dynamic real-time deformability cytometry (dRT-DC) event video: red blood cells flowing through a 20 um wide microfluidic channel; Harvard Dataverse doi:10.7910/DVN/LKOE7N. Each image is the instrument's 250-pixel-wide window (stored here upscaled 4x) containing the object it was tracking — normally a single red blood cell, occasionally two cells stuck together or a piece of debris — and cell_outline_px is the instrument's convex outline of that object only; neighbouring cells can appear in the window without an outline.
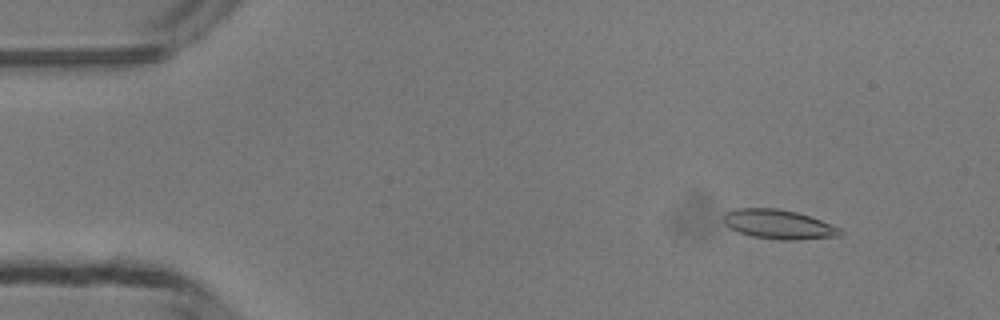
{"species": "common noctule bat (a hibernating species)", "species_latin": "Nyctalus noctula", "temperature_condition": "room temperature", "stored_images_in_passage": 49, "camera_frame_rate_fps": 3000, "um_per_image_px": 0.085, "animal": {"sex": "male", "body_mass_g": 13.3}, "frame": {"image": 1, "passage_image": 6, "time_ms": 1.667, "image_size_px": [1000, 320], "cell_outline_px": [[844, 232], [840, 236], [796, 240], [780, 240], [752, 236], [740, 232], [724, 224], [724, 212], [736, 208], [776, 208], [796, 212], [820, 220], [840, 228]], "centroid_in_image_um": [66.18, 19.07], "position_along_channel_um": 18.8, "area_um2": 19.83}}
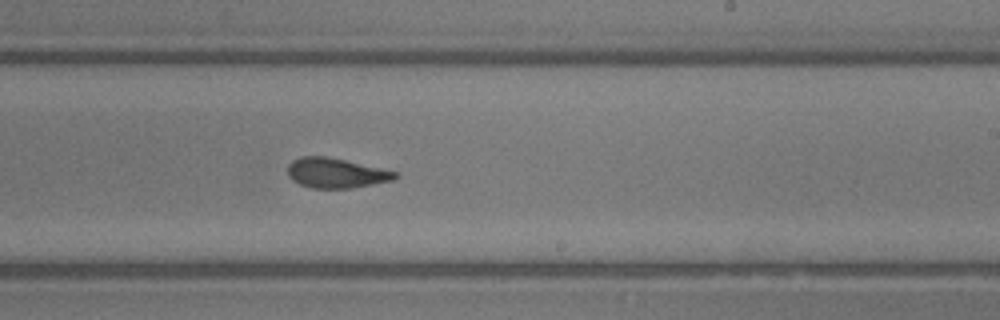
{"frame": {"image": 2, "passage_image": 30, "time_ms": 9.667, "image_size_px": [1000, 320], "cell_outline_px": [[400, 176], [392, 180], [352, 188], [312, 188], [300, 184], [292, 180], [288, 176], [288, 164], [292, 160], [300, 156], [324, 156], [344, 160], [400, 172]], "centroid_in_image_um": [28.56, 14.7], "position_along_channel_um": 260.4, "area_um2": 18.73}}
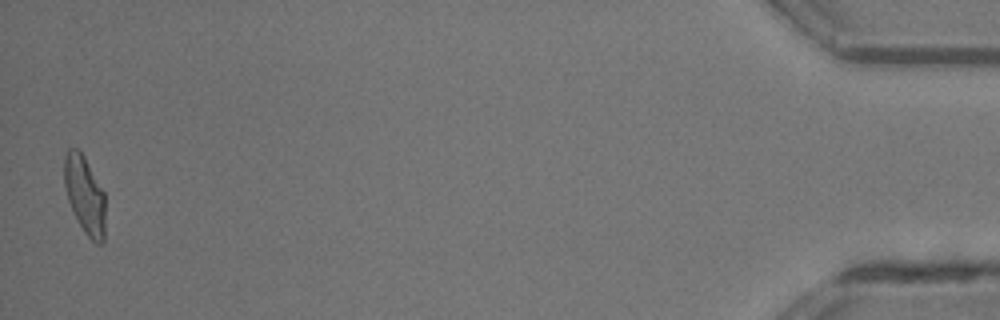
{"frame": {"image": 3, "passage_image": 49, "time_ms": 16.0, "image_size_px": [1000, 320], "cell_outline_px": [[104, 240], [100, 244], [96, 244], [84, 232], [68, 200], [64, 184], [64, 160], [68, 148], [76, 148], [84, 156], [104, 192]], "centroid_in_image_um": [7.2, 16.56], "position_along_channel_um": 428.0, "area_um2": 18.26}, "authors_computed_cell_mechanics": {"area_um2": 19.1896, "velocity_mm_per_s": 4.1932, "shape_relaxation_time_tau1_ms": 5.0298, "shape_relaxation_time_tau2_ms": 1.6267, "deformation_change_tau1": 0.1882, "deformation_change_tau2": 0.1027}}